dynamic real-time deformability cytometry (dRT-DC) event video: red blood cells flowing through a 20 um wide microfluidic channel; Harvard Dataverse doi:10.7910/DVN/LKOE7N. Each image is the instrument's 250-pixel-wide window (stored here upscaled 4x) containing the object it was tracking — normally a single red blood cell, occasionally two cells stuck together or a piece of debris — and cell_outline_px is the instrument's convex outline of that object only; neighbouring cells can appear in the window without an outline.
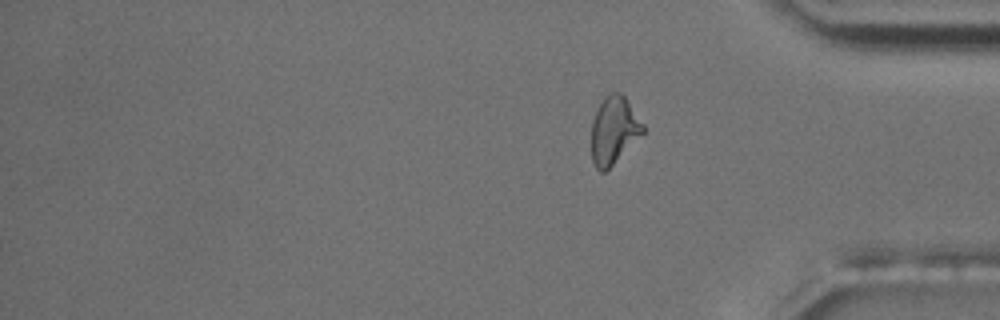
{"species": "common noctule bat (a hibernating species)", "species_latin": "Nyctalus noctula", "temperature_condition": "room temperature", "stored_images_in_passage": 16, "camera_frame_rate_fps": 3000, "um_per_image_px": 0.085, "animal": {"sex": "male", "body_mass_g": 17.5, "forearm_length_mm": 52.3}, "frame": {"image": 1, "passage_image": 16, "time_ms": 18.667, "image_size_px": [1000, 320], "cell_outline_px": [[644, 132], [604, 172], [600, 172], [596, 168], [592, 160], [592, 120], [600, 104], [608, 92], [620, 92], [624, 96], [644, 124]], "centroid_in_image_um": [52.17, 11.05], "position_along_channel_um": 383.0, "area_um2": 19.83}, "authors_computed_cell_mechanics": {"area_um2": 21.2415, "velocity_mm_per_s": 3.4994, "shape_relaxation_time_tau1_ms": 3.3849, "shape_relaxation_time_tau2_ms": 0.9345, "deformation_change_tau1": 0.0943, "deformation_change_tau2": 0.0331}}